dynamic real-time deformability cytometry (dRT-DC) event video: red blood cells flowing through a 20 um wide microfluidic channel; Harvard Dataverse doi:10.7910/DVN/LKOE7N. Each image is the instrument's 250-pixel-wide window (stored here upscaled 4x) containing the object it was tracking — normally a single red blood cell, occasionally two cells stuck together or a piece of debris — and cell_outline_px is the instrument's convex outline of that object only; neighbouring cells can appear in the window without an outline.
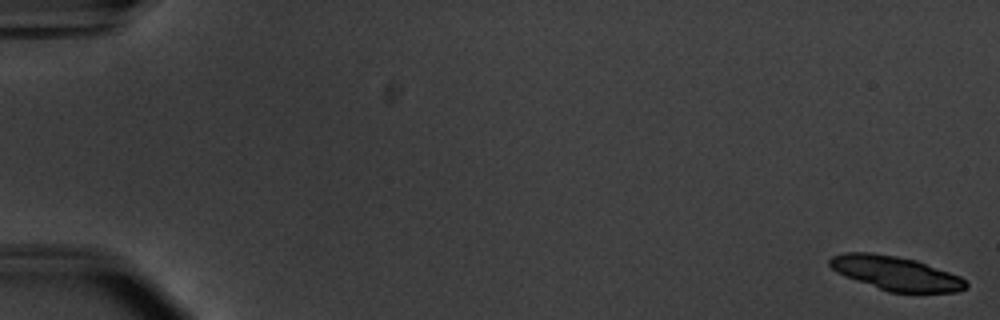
{"species": "common noctule bat (a hibernating species)", "species_latin": "Nyctalus noctula", "temperature_condition": "warm", "stored_images_in_passage": 34, "camera_frame_rate_fps": 3000, "um_per_image_px": 0.085, "animal": {"sex": "male", "body_mass_g": 20.1, "forearm_length_mm": 53.5}, "frame": {"image": 1, "passage_image": 1, "time_ms": 0.0, "image_size_px": [1000, 320], "cell_outline_px": [[968, 284], [964, 288], [956, 292], [888, 292], [844, 276], [836, 272], [828, 264], [828, 260], [832, 256], [844, 252], [872, 252], [896, 256], [916, 260], [960, 276]], "centroid_in_image_um": [76.08, 23.21], "position_along_channel_um": 8.9, "area_um2": 26.93}}
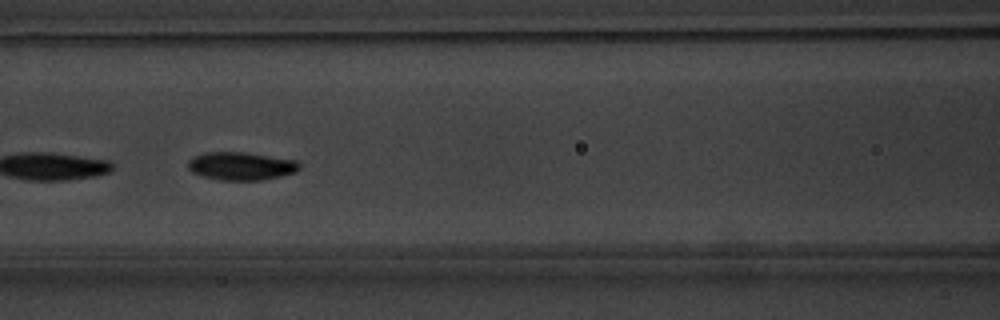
{"frame": {"image": 2, "passage_image": 26, "time_ms": 8.333, "image_size_px": [1000, 320], "cell_outline_px": [[300, 168], [296, 172], [280, 176], [260, 180], [220, 180], [204, 176], [192, 172], [188, 168], [188, 160], [192, 156], [204, 152], [244, 152], [296, 160], [300, 164]], "centroid_in_image_um": [20.47, 14.1], "position_along_channel_um": 146.1, "area_um2": 18.21}}